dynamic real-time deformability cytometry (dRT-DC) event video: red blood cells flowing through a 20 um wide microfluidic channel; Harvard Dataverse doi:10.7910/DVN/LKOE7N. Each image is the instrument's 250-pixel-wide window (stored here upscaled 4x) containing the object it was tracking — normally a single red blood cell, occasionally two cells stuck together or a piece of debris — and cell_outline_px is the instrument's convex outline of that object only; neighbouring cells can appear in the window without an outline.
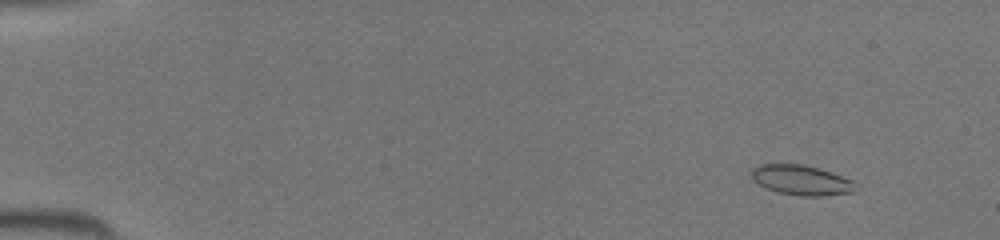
{"species": "common noctule bat (a hibernating species)", "species_latin": "Nyctalus noctula", "temperature_condition": "room temperature", "stored_images_in_passage": 10, "camera_frame_rate_fps": 3000, "um_per_image_px": 0.085, "animal": {"sex": "female", "body_mass_g": 19.5, "forearm_length_mm": 54.1}, "frame": {"image": 1, "passage_image": 5, "time_ms": 1.333, "image_size_px": [1000, 240], "cell_outline_px": [[852, 192], [820, 196], [800, 196], [780, 192], [768, 188], [752, 180], [752, 168], [760, 164], [804, 164], [820, 168], [832, 172], [852, 180]], "centroid_in_image_um": [68.07, 15.29], "position_along_channel_um": 16.9, "area_um2": 17.86}}